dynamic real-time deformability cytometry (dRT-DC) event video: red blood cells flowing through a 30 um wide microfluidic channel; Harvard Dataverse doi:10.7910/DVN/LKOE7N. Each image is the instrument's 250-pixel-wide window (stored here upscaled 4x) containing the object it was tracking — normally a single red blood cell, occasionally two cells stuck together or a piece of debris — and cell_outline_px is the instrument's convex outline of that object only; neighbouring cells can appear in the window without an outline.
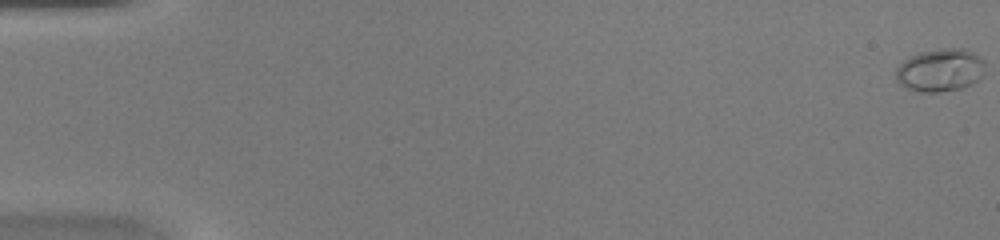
{"species": "common noctule bat (a hibernating species)", "species_latin": "Nyctalus noctula", "temperature_condition": "warm", "stored_images_in_passage": 50, "camera_frame_rate_fps": 3000, "um_per_image_px": 0.085, "animal": {"sex": "female", "body_mass_g": 20.0, "forearm_length_mm": 54.0}, "frame": {"image": 1, "passage_image": 1, "time_ms": 0.0, "image_size_px": [1000, 240], "cell_outline_px": [[984, 76], [980, 80], [964, 88], [940, 92], [920, 92], [904, 88], [896, 80], [896, 68], [908, 56], [920, 52], [944, 48], [964, 48], [980, 56], [984, 60]], "centroid_in_image_um": [79.94, 5.97], "position_along_channel_um": 5.1, "area_um2": 22.77}}
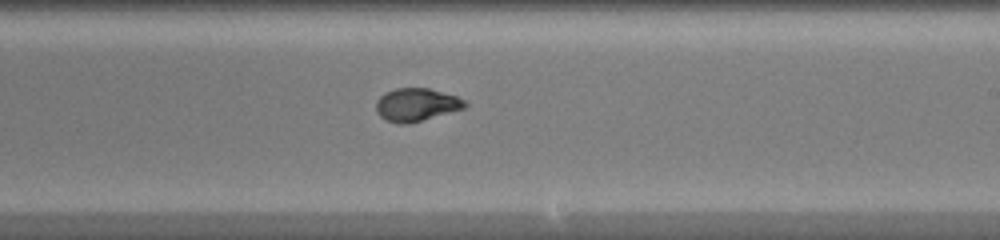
{"frame": {"image": 2, "passage_image": 31, "time_ms": 10.0, "image_size_px": [1000, 240], "cell_outline_px": [[468, 104], [464, 108], [408, 124], [400, 124], [388, 120], [380, 116], [376, 112], [376, 100], [384, 92], [396, 88], [428, 88], [456, 96], [464, 100]], "centroid_in_image_um": [35.36, 8.89], "position_along_channel_um": 253.6, "area_um2": 16.94}}
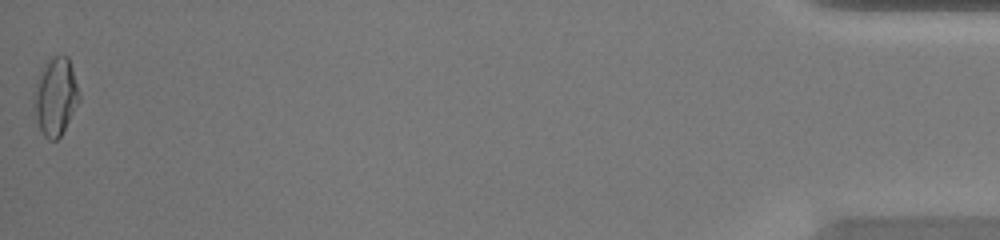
{"frame": {"image": 3, "passage_image": 50, "time_ms": 16.333, "image_size_px": [1000, 240], "cell_outline_px": [[80, 100], [60, 136], [56, 140], [48, 140], [44, 136], [40, 128], [32, 104], [32, 92], [40, 68], [52, 56], [68, 56], [72, 68], [80, 96]], "centroid_in_image_um": [4.68, 8.18], "position_along_channel_um": 430.5, "area_um2": 20.63}, "authors_computed_cell_mechanics": {"area_um2": 17.4845, "velocity_mm_per_s": 4.2675, "shape_relaxation_time_tau1_ms": 3.6101, "shape_relaxation_time_tau2_ms": null, "deformation_change_tau1": 0.1986, "deformation_change_tau2": null}}